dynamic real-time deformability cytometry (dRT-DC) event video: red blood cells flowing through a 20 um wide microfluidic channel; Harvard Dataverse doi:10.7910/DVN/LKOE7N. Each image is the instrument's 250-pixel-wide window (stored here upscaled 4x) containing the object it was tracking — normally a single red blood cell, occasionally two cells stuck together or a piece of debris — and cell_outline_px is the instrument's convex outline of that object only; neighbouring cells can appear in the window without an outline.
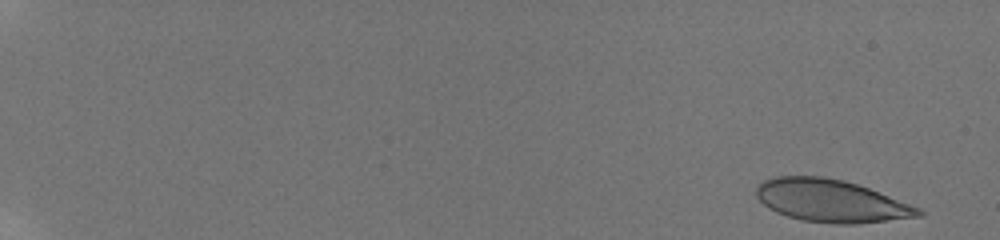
{"species": "human", "species_latin": "Homo sapiens", "temperature_condition": "room temperature", "stored_images_in_passage": 48, "camera_frame_rate_fps": 3000, "um_per_image_px": 0.085, "donor": {"sex": "male"}, "frame": {"image": 1, "passage_image": 1, "time_ms": 0.0, "image_size_px": [1000, 240], "cell_outline_px": [[924, 216], [856, 224], [836, 224], [800, 220], [776, 212], [768, 208], [756, 196], [756, 188], [764, 180], [776, 176], [824, 176], [844, 180], [868, 188], [920, 208], [924, 212]], "centroid_in_image_um": [70.64, 17.08], "position_along_channel_um": 14.4, "area_um2": 40.11}}
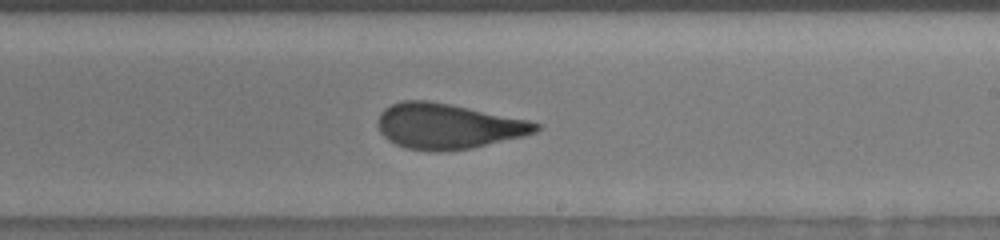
{"frame": {"image": 2, "passage_image": 33, "time_ms": 11.667, "image_size_px": [1000, 240], "cell_outline_px": [[540, 128], [536, 132], [524, 136], [472, 148], [448, 152], [436, 152], [404, 148], [388, 140], [380, 132], [380, 112], [384, 108], [400, 100], [428, 100], [528, 120], [540, 124]], "centroid_in_image_um": [38.06, 10.74], "position_along_channel_um": 250.9, "area_um2": 41.62}}
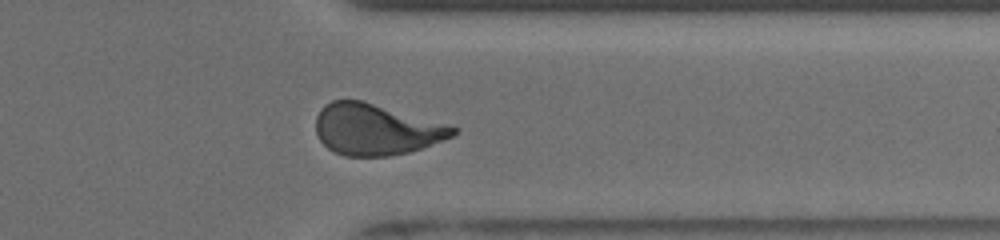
{"frame": {"image": 3, "passage_image": 42, "time_ms": 15.0, "image_size_px": [1000, 240], "cell_outline_px": [[460, 132], [456, 136], [408, 152], [388, 156], [344, 156], [328, 148], [320, 140], [316, 132], [316, 116], [320, 108], [324, 104], [332, 100], [360, 100], [452, 124], [460, 128]], "centroid_in_image_um": [32.02, 10.99], "position_along_channel_um": 379.4, "area_um2": 41.33}, "authors_computed_cell_mechanics": {"area_um2": 41.3559, "velocity_mm_per_s": 3.85, "shape_relaxation_time_tau1_ms": 8.1658, "shape_relaxation_time_tau2_ms": 0.9841, "deformation_change_tau1": 0.24, "deformation_change_tau2": 0.075}}